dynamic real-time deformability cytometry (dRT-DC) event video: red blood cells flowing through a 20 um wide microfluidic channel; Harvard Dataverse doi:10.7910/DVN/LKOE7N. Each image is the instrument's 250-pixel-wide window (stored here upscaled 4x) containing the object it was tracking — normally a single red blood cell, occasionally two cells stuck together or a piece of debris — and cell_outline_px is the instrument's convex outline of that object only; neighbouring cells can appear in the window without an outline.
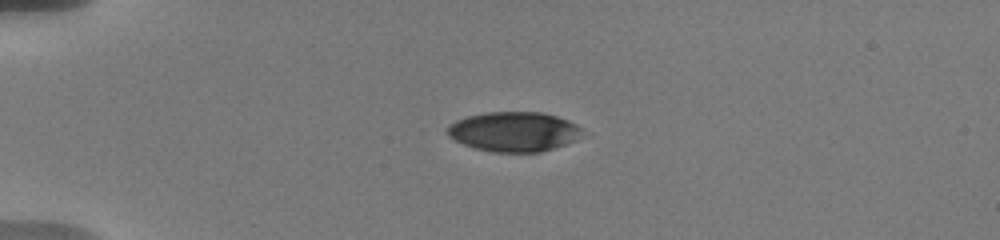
{"species": "human", "species_latin": "Homo sapiens", "temperature_condition": "warm", "stored_images_in_passage": 9, "camera_frame_rate_fps": 3000, "um_per_image_px": 0.085, "donor": {"sex": "male"}, "frame": {"image": 1, "passage_image": 6, "time_ms": 4.0, "image_size_px": [1000, 240], "cell_outline_px": [[584, 132], [576, 140], [540, 152], [492, 152], [476, 148], [464, 144], [448, 136], [448, 124], [456, 120], [468, 116], [484, 112], [540, 112], [556, 116], [568, 120], [584, 128]], "centroid_in_image_um": [43.7, 11.18], "position_along_channel_um": 41.3, "area_um2": 31.21}}
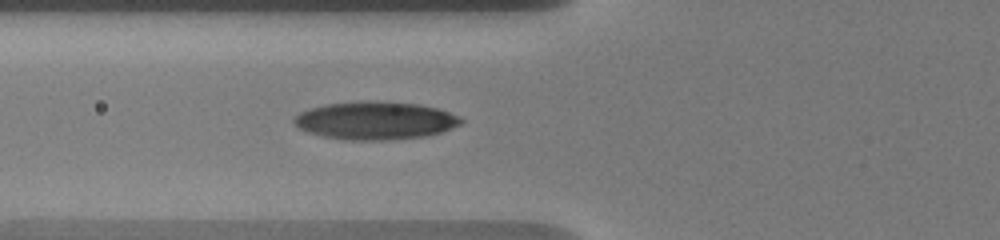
{"frame": {"image": 2, "passage_image": 9, "time_ms": 6.667, "image_size_px": [1000, 240], "cell_outline_px": [[464, 120], [460, 124], [452, 128], [428, 136], [388, 140], [344, 140], [324, 136], [308, 132], [300, 128], [292, 120], [300, 112], [308, 108], [324, 104], [360, 100], [368, 100], [420, 104], [436, 108], [460, 116]], "centroid_in_image_um": [31.9, 10.24], "position_along_channel_um": 93.9, "area_um2": 37.17}}